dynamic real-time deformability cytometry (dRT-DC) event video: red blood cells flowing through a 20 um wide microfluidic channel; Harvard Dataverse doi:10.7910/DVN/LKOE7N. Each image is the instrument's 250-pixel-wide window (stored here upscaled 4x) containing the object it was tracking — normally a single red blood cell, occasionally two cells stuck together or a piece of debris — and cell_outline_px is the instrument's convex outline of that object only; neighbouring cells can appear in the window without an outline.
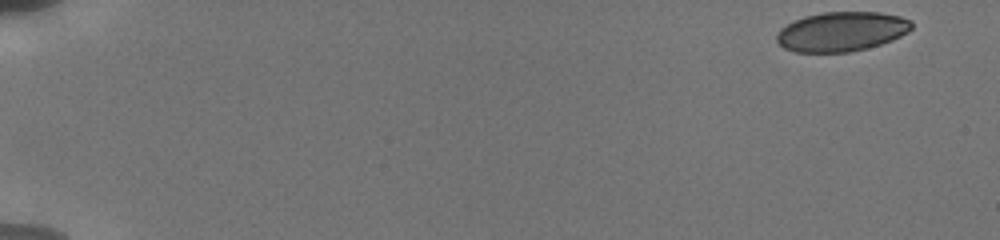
{"species": "human", "species_latin": "Homo sapiens", "temperature_condition": "cold", "stored_images_in_passage": 57, "camera_frame_rate_fps": 3000, "um_per_image_px": 0.085, "donor": {"sex": "male"}, "frame": {"image": 1, "passage_image": 1, "time_ms": 0.0, "image_size_px": [1000, 240], "cell_outline_px": [[912, 28], [908, 32], [892, 40], [868, 48], [848, 52], [796, 52], [784, 48], [776, 40], [776, 36], [780, 28], [804, 16], [824, 12], [880, 12], [900, 16], [912, 20]], "centroid_in_image_um": [71.55, 2.68], "position_along_channel_um": 13.5, "area_um2": 31.1}}
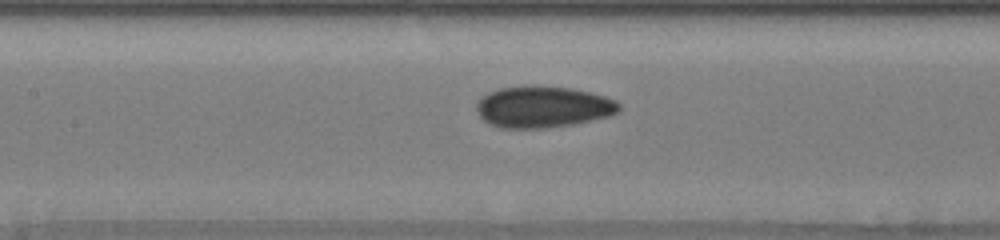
{"frame": {"image": 2, "passage_image": 33, "time_ms": 8.333, "image_size_px": [1000, 240], "cell_outline_px": [[620, 108], [616, 112], [608, 116], [572, 124], [544, 128], [500, 128], [488, 124], [480, 116], [476, 108], [476, 104], [488, 92], [500, 88], [532, 84], [572, 88], [592, 92], [616, 100], [620, 104]], "centroid_in_image_um": [46.13, 9.07], "position_along_channel_um": 161.3, "area_um2": 34.62}}
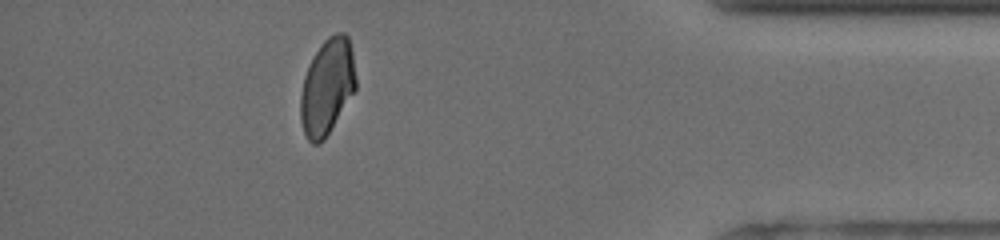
{"frame": {"image": 3, "passage_image": 49, "time_ms": 15.667, "image_size_px": [1000, 240], "cell_outline_px": [[356, 88], [324, 140], [316, 144], [312, 144], [308, 140], [304, 132], [300, 120], [300, 96], [304, 76], [320, 44], [328, 36], [336, 32], [344, 32], [348, 36], [352, 52], [356, 80]], "centroid_in_image_um": [27.8, 7.37], "position_along_channel_um": 407.4, "area_um2": 30.69}, "authors_computed_cell_mechanics": {"area_um2": 32.7726, "velocity_mm_per_s": 3.817, "shape_relaxation_time_tau1_ms": 8.2214, "shape_relaxation_time_tau2_ms": 1.5405, "deformation_change_tau1": 0.1415, "deformation_change_tau2": 0.0611}}